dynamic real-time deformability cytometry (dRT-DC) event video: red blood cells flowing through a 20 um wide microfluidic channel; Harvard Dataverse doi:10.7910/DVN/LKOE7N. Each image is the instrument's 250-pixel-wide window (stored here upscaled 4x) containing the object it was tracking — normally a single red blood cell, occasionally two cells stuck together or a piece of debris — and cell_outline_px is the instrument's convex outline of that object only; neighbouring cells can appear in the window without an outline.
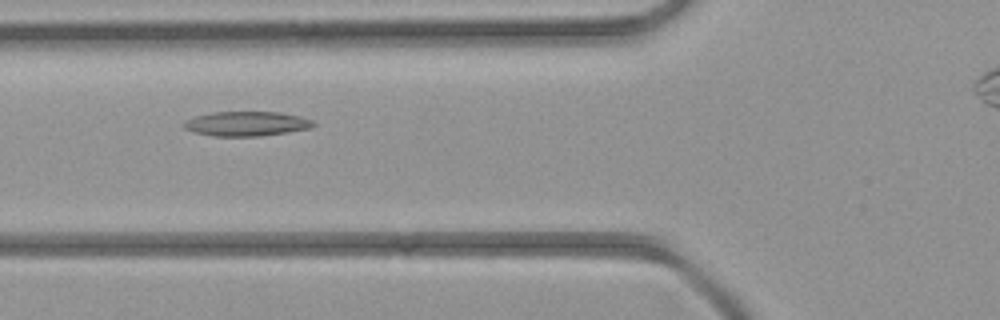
{"species": "common noctule bat (a hibernating species)", "species_latin": "Nyctalus noctula", "temperature_condition": "room temperature", "stored_images_in_passage": 3, "camera_frame_rate_fps": 3000, "um_per_image_px": 0.085, "animal": {"sex": "female", "body_mass_g": 21.9}, "frame": {"image": 1, "passage_image": 3, "time_ms": 2.333, "image_size_px": [1000, 320], "cell_outline_px": [[316, 124], [308, 128], [284, 132], [256, 136], [212, 136], [196, 132], [184, 128], [180, 124], [184, 120], [196, 116], [212, 112], [280, 112], [300, 116], [312, 120]], "centroid_in_image_um": [20.89, 10.5], "position_along_channel_um": 104.9, "area_um2": 18.38}}